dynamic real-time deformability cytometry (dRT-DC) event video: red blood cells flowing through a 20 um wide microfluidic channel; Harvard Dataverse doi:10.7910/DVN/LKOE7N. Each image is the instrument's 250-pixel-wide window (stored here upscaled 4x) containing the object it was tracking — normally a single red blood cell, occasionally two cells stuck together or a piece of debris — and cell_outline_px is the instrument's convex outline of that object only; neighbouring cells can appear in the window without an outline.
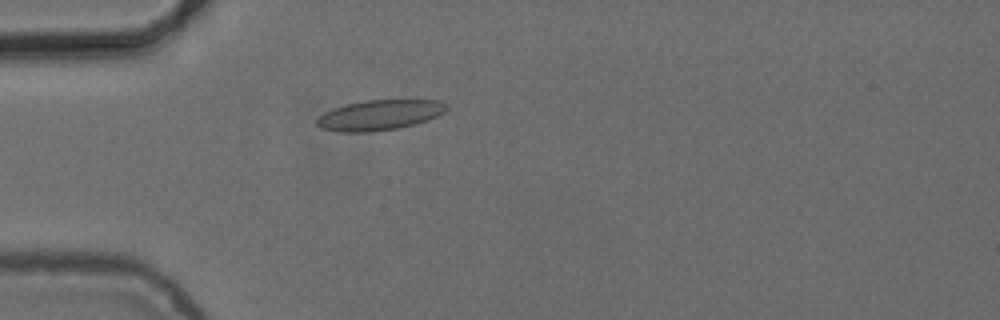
{"species": "common noctule bat (a hibernating species)", "species_latin": "Nyctalus noctula", "temperature_condition": "cold", "stored_images_in_passage": 5, "camera_frame_rate_fps": 3000, "um_per_image_px": 0.085, "animal": {"sex": "female", "body_mass_g": 24.6, "forearm_length_mm": 56.2}, "frame": {"image": 1, "passage_image": 5, "time_ms": 4.667, "image_size_px": [1000, 320], "cell_outline_px": [[448, 108], [444, 112], [428, 120], [416, 124], [400, 128], [372, 132], [340, 132], [320, 128], [316, 124], [316, 120], [324, 112], [348, 104], [368, 100], [440, 100], [448, 104]], "centroid_in_image_um": [32.3, 9.79], "position_along_channel_um": 52.7, "area_um2": 22.89}}